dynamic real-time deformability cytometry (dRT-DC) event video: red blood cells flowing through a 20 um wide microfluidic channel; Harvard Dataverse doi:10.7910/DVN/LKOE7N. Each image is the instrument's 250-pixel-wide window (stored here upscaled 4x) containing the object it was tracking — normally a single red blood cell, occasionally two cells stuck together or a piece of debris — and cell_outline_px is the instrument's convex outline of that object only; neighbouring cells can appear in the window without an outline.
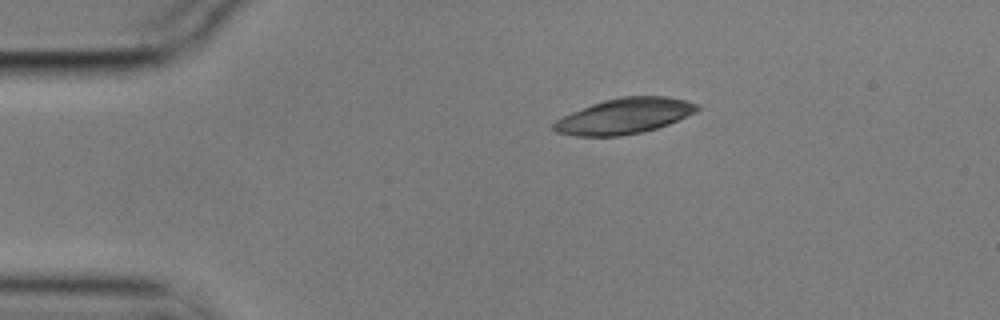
{"species": "common noctule bat (a hibernating species)", "species_latin": "Nyctalus noctula", "temperature_condition": "cold", "stored_images_in_passage": 46, "camera_frame_rate_fps": 3000, "um_per_image_px": 0.085, "animal": {"sex": "male", "body_mass_g": 17.9}, "frame": {"image": 1, "passage_image": 1, "time_ms": 0.0, "image_size_px": [1000, 320], "cell_outline_px": [[700, 108], [696, 112], [668, 124], [656, 128], [640, 132], [620, 136], [576, 136], [556, 132], [552, 128], [552, 124], [556, 120], [572, 112], [592, 104], [604, 100], [620, 96], [668, 96], [700, 104]], "centroid_in_image_um": [53.08, 9.86], "position_along_channel_um": 31.9, "area_um2": 29.59}}
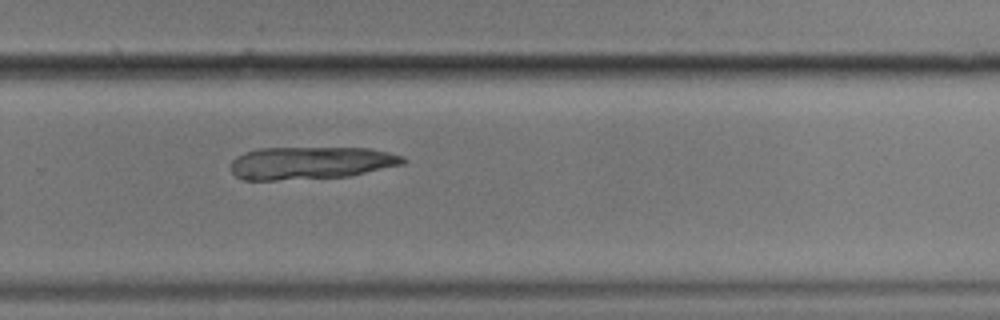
{"frame": {"image": 2, "passage_image": 28, "time_ms": 9.0, "image_size_px": [1000, 320], "cell_outline_px": [[408, 160], [404, 164], [348, 176], [276, 180], [244, 180], [236, 176], [232, 172], [232, 160], [236, 156], [244, 152], [260, 148], [372, 148], [404, 156]], "centroid_in_image_um": [26.43, 13.84], "position_along_channel_um": 303.4, "area_um2": 32.71}}